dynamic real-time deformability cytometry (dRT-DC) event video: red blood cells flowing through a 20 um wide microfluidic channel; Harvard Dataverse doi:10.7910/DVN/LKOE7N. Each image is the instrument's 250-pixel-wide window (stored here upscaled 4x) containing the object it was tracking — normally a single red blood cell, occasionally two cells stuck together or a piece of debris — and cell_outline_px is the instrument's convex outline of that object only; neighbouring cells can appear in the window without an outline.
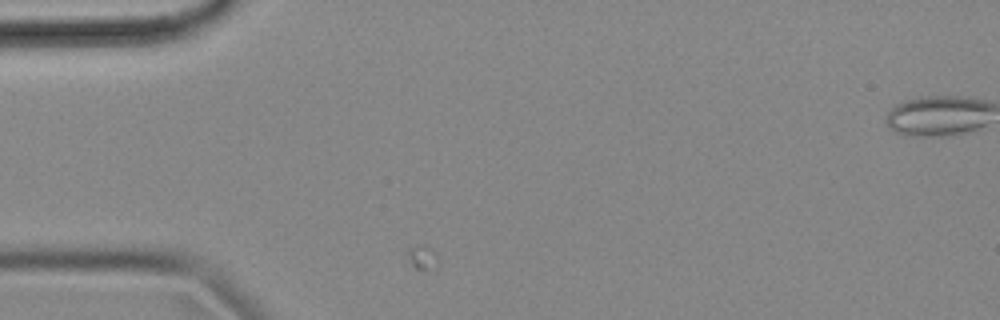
{"species": "common noctule bat (a hibernating species)", "species_latin": "Nyctalus noctula", "temperature_condition": "cold", "stored_images_in_passage": 57, "camera_frame_rate_fps": 3000, "um_per_image_px": 0.085, "animal": {"sex": "female", "body_mass_g": 18.4}, "frame": {"image": 1, "passage_image": 1, "time_ms": 0.0, "image_size_px": [1000, 320], "cell_outline_px": [[984, 108], [980, 124], [968, 128], [944, 132], [916, 132], [900, 108], [908, 104], [928, 100], [964, 100], [984, 104]], "centroid_in_image_um": [80.18, 9.79], "position_along_channel_um": 4.8, "area_um2": 15.78}}
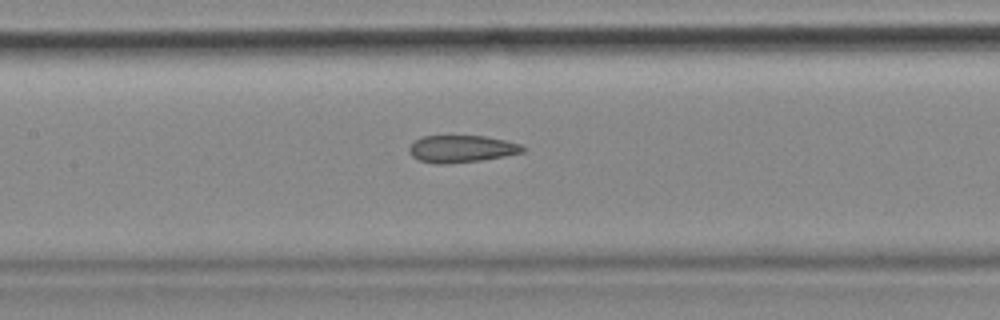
{"frame": {"image": 2, "passage_image": 27, "time_ms": 8.667, "image_size_px": [1000, 320], "cell_outline_px": [[524, 148], [520, 152], [472, 160], [424, 160], [416, 156], [412, 152], [412, 144], [416, 140], [428, 136], [480, 136], [500, 140], [516, 144]], "centroid_in_image_um": [39.24, 12.57], "position_along_channel_um": 168.2, "area_um2": 15.55}}
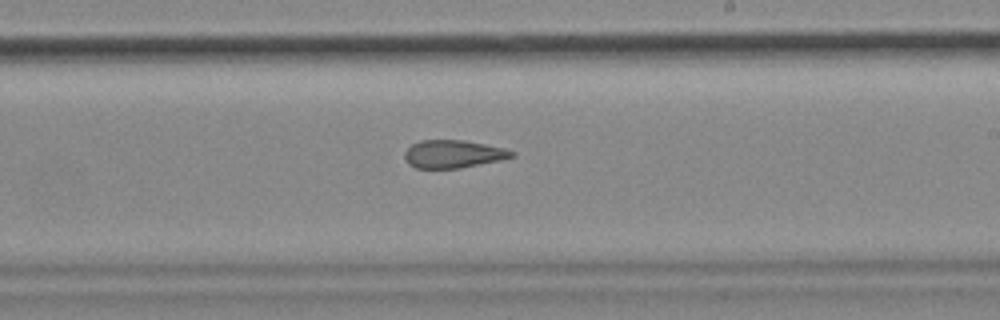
{"frame": {"image": 3, "passage_image": 34, "time_ms": 11.0, "image_size_px": [1000, 320], "cell_outline_px": [[512, 156], [456, 168], [420, 168], [412, 164], [408, 160], [408, 148], [416, 144], [428, 140], [456, 140], [480, 144], [512, 152]], "centroid_in_image_um": [38.45, 13.09], "position_along_channel_um": 250.5, "area_um2": 15.61}}